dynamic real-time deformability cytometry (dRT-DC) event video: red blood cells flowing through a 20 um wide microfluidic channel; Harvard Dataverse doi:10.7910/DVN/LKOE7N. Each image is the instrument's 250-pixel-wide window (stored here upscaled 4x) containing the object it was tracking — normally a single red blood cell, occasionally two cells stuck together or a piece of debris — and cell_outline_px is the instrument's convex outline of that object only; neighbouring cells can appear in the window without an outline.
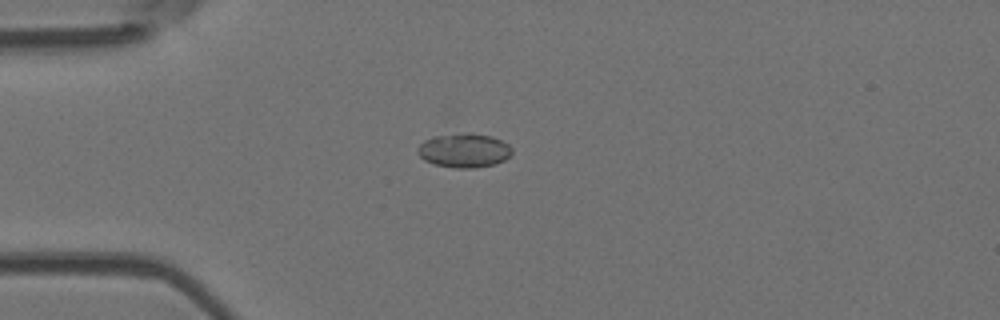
{"species": "Egyptian fruit bat (a non-hibernating species)", "species_latin": "Rousettus aegyptiacus", "temperature_condition": "room temperature", "stored_images_in_passage": 43, "camera_frame_rate_fps": 3000, "um_per_image_px": 0.085, "animal": {"sex": "female"}, "frame": {"image": 1, "passage_image": 3, "time_ms": 0.667, "image_size_px": [1000, 320], "cell_outline_px": [[512, 156], [496, 164], [476, 168], [456, 168], [432, 164], [424, 160], [416, 152], [416, 148], [424, 140], [432, 136], [468, 132], [472, 132], [492, 136], [508, 144], [512, 148]], "centroid_in_image_um": [39.44, 12.78], "position_along_channel_um": 45.6, "area_um2": 19.19}}
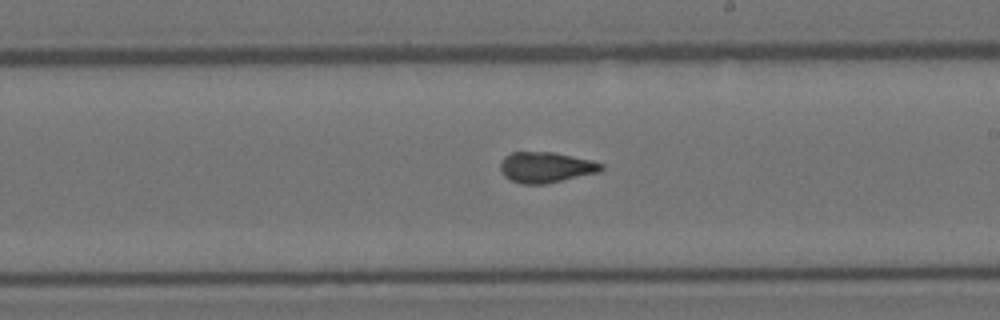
{"frame": {"image": 2, "passage_image": 20, "time_ms": 6.333, "image_size_px": [1000, 320], "cell_outline_px": [[604, 168], [600, 172], [544, 184], [520, 184], [508, 180], [504, 176], [500, 168], [500, 160], [504, 156], [512, 152], [552, 152], [592, 160], [604, 164]], "centroid_in_image_um": [46.38, 14.22], "position_along_channel_um": 242.6, "area_um2": 18.21}}
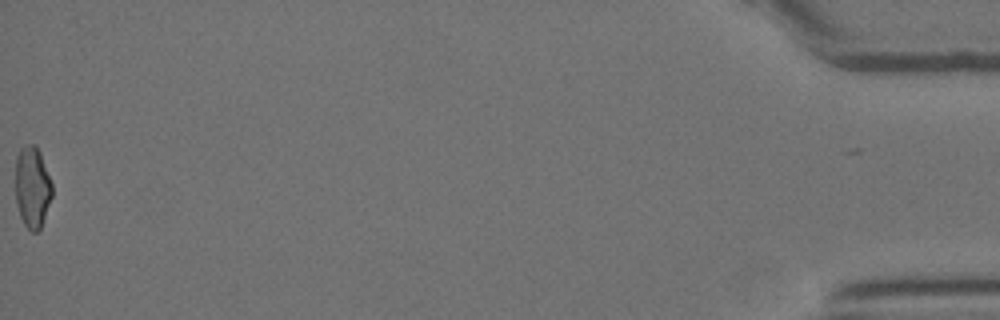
{"frame": {"image": 3, "passage_image": 43, "time_ms": 14.0, "image_size_px": [1000, 320], "cell_outline_px": [[52, 196], [40, 228], [36, 232], [32, 232], [24, 224], [20, 216], [16, 204], [16, 156], [20, 148], [28, 144], [36, 144], [40, 152], [52, 184]], "centroid_in_image_um": [2.74, 15.88], "position_along_channel_um": 432.5, "area_um2": 17.34}, "authors_computed_cell_mechanics": {"area_um2": 17.9758, "velocity_mm_per_s": 3.7811, "shape_relaxation_time_tau1_ms": null, "shape_relaxation_time_tau2_ms": 1.0987, "deformation_change_tau1": null, "deformation_change_tau2": 0.0708}}